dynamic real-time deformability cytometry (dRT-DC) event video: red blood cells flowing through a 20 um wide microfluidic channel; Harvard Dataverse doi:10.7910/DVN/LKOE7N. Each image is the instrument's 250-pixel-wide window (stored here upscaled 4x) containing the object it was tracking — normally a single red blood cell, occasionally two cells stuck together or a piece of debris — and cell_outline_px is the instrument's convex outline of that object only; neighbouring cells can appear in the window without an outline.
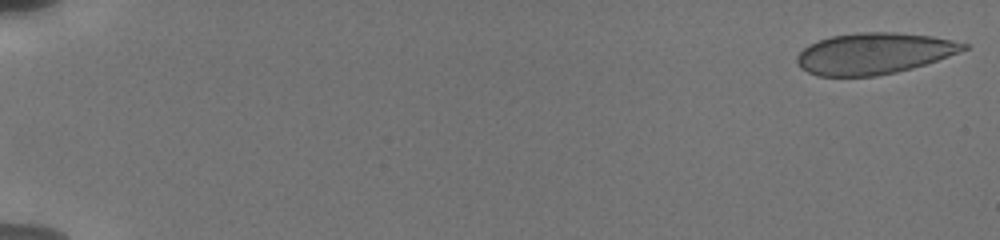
{"species": "human", "species_latin": "Homo sapiens", "temperature_condition": "cold", "stored_images_in_passage": 58, "camera_frame_rate_fps": 3000, "um_per_image_px": 0.085, "donor": {"sex": "male"}, "frame": {"image": 1, "passage_image": 1, "time_ms": 0.0, "image_size_px": [1000, 240], "cell_outline_px": [[968, 48], [948, 56], [912, 68], [896, 72], [876, 76], [816, 76], [800, 68], [796, 60], [796, 56], [808, 44], [832, 36], [860, 32], [896, 32], [932, 36], [952, 40], [968, 44]], "centroid_in_image_um": [74.26, 4.54], "position_along_channel_um": 10.7, "area_um2": 39.88}}
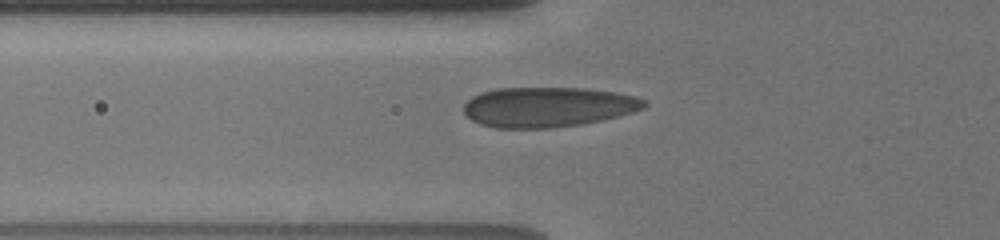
{"frame": {"image": 2, "passage_image": 22, "time_ms": 6.667, "image_size_px": [1000, 240], "cell_outline_px": [[648, 104], [644, 108], [620, 116], [580, 124], [552, 128], [496, 128], [480, 124], [472, 120], [464, 112], [464, 104], [472, 96], [480, 92], [496, 88], [584, 88], [616, 92], [636, 96], [644, 100]], "centroid_in_image_um": [46.57, 9.09], "position_along_channel_um": 79.2, "area_um2": 42.19}}
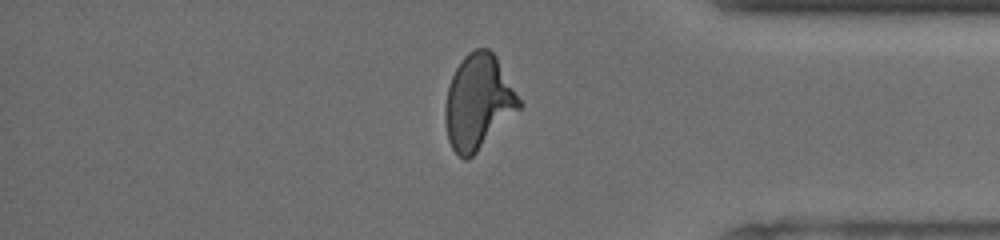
{"frame": {"image": 3, "passage_image": 47, "time_ms": 15.333, "image_size_px": [1000, 240], "cell_outline_px": [[524, 104], [468, 160], [464, 160], [452, 148], [448, 140], [444, 120], [444, 108], [448, 88], [452, 76], [460, 60], [468, 52], [476, 48], [488, 48], [496, 56]], "centroid_in_image_um": [40.64, 8.65], "position_along_channel_um": 394.6, "area_um2": 40.69}}